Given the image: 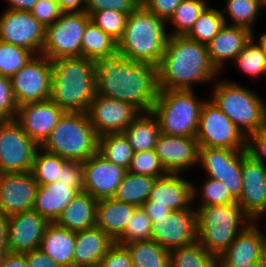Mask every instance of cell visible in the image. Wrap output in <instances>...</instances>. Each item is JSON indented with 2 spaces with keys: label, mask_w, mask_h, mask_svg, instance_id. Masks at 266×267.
<instances>
[{
  "label": "cell",
  "mask_w": 266,
  "mask_h": 267,
  "mask_svg": "<svg viewBox=\"0 0 266 267\" xmlns=\"http://www.w3.org/2000/svg\"><path fill=\"white\" fill-rule=\"evenodd\" d=\"M97 202L88 192H79L55 223L74 232L93 228L96 226Z\"/></svg>",
  "instance_id": "30"
},
{
  "label": "cell",
  "mask_w": 266,
  "mask_h": 267,
  "mask_svg": "<svg viewBox=\"0 0 266 267\" xmlns=\"http://www.w3.org/2000/svg\"><path fill=\"white\" fill-rule=\"evenodd\" d=\"M209 0H182L175 9L174 14L167 21L174 30L168 33L169 36H185L193 27L200 13L205 9ZM171 23V24H170Z\"/></svg>",
  "instance_id": "41"
},
{
  "label": "cell",
  "mask_w": 266,
  "mask_h": 267,
  "mask_svg": "<svg viewBox=\"0 0 266 267\" xmlns=\"http://www.w3.org/2000/svg\"><path fill=\"white\" fill-rule=\"evenodd\" d=\"M0 250L9 252L8 246V216L0 211Z\"/></svg>",
  "instance_id": "57"
},
{
  "label": "cell",
  "mask_w": 266,
  "mask_h": 267,
  "mask_svg": "<svg viewBox=\"0 0 266 267\" xmlns=\"http://www.w3.org/2000/svg\"><path fill=\"white\" fill-rule=\"evenodd\" d=\"M57 182L70 184L73 188L77 189L79 192H82L84 188L82 162L68 160L63 165L61 175Z\"/></svg>",
  "instance_id": "51"
},
{
  "label": "cell",
  "mask_w": 266,
  "mask_h": 267,
  "mask_svg": "<svg viewBox=\"0 0 266 267\" xmlns=\"http://www.w3.org/2000/svg\"><path fill=\"white\" fill-rule=\"evenodd\" d=\"M79 191L70 184L54 182L38 186L33 210L43 216L49 223H55L68 204Z\"/></svg>",
  "instance_id": "27"
},
{
  "label": "cell",
  "mask_w": 266,
  "mask_h": 267,
  "mask_svg": "<svg viewBox=\"0 0 266 267\" xmlns=\"http://www.w3.org/2000/svg\"><path fill=\"white\" fill-rule=\"evenodd\" d=\"M127 17V14L120 11L103 10L93 12L90 20L118 42L124 34Z\"/></svg>",
  "instance_id": "45"
},
{
  "label": "cell",
  "mask_w": 266,
  "mask_h": 267,
  "mask_svg": "<svg viewBox=\"0 0 266 267\" xmlns=\"http://www.w3.org/2000/svg\"><path fill=\"white\" fill-rule=\"evenodd\" d=\"M38 148L15 120H0V174L30 172Z\"/></svg>",
  "instance_id": "11"
},
{
  "label": "cell",
  "mask_w": 266,
  "mask_h": 267,
  "mask_svg": "<svg viewBox=\"0 0 266 267\" xmlns=\"http://www.w3.org/2000/svg\"><path fill=\"white\" fill-rule=\"evenodd\" d=\"M25 257L29 267H63L61 264L54 262L40 248L26 252Z\"/></svg>",
  "instance_id": "54"
},
{
  "label": "cell",
  "mask_w": 266,
  "mask_h": 267,
  "mask_svg": "<svg viewBox=\"0 0 266 267\" xmlns=\"http://www.w3.org/2000/svg\"><path fill=\"white\" fill-rule=\"evenodd\" d=\"M152 222L142 207H137L125 231L115 240L124 245L137 241L151 240Z\"/></svg>",
  "instance_id": "44"
},
{
  "label": "cell",
  "mask_w": 266,
  "mask_h": 267,
  "mask_svg": "<svg viewBox=\"0 0 266 267\" xmlns=\"http://www.w3.org/2000/svg\"><path fill=\"white\" fill-rule=\"evenodd\" d=\"M86 113L98 136L122 133L141 114L129 103L97 94Z\"/></svg>",
  "instance_id": "15"
},
{
  "label": "cell",
  "mask_w": 266,
  "mask_h": 267,
  "mask_svg": "<svg viewBox=\"0 0 266 267\" xmlns=\"http://www.w3.org/2000/svg\"><path fill=\"white\" fill-rule=\"evenodd\" d=\"M212 101L248 138L266 127V103L249 87L237 82L215 80Z\"/></svg>",
  "instance_id": "6"
},
{
  "label": "cell",
  "mask_w": 266,
  "mask_h": 267,
  "mask_svg": "<svg viewBox=\"0 0 266 267\" xmlns=\"http://www.w3.org/2000/svg\"><path fill=\"white\" fill-rule=\"evenodd\" d=\"M181 2L182 0H142L141 5L167 22Z\"/></svg>",
  "instance_id": "52"
},
{
  "label": "cell",
  "mask_w": 266,
  "mask_h": 267,
  "mask_svg": "<svg viewBox=\"0 0 266 267\" xmlns=\"http://www.w3.org/2000/svg\"><path fill=\"white\" fill-rule=\"evenodd\" d=\"M63 12L85 11L86 0H56Z\"/></svg>",
  "instance_id": "58"
},
{
  "label": "cell",
  "mask_w": 266,
  "mask_h": 267,
  "mask_svg": "<svg viewBox=\"0 0 266 267\" xmlns=\"http://www.w3.org/2000/svg\"><path fill=\"white\" fill-rule=\"evenodd\" d=\"M34 54L27 49L0 40V74L11 78Z\"/></svg>",
  "instance_id": "43"
},
{
  "label": "cell",
  "mask_w": 266,
  "mask_h": 267,
  "mask_svg": "<svg viewBox=\"0 0 266 267\" xmlns=\"http://www.w3.org/2000/svg\"><path fill=\"white\" fill-rule=\"evenodd\" d=\"M115 51L117 42L90 20L82 36L81 56L94 62L97 58L111 55Z\"/></svg>",
  "instance_id": "36"
},
{
  "label": "cell",
  "mask_w": 266,
  "mask_h": 267,
  "mask_svg": "<svg viewBox=\"0 0 266 267\" xmlns=\"http://www.w3.org/2000/svg\"><path fill=\"white\" fill-rule=\"evenodd\" d=\"M133 267H170L169 250L154 240L137 241L124 244Z\"/></svg>",
  "instance_id": "33"
},
{
  "label": "cell",
  "mask_w": 266,
  "mask_h": 267,
  "mask_svg": "<svg viewBox=\"0 0 266 267\" xmlns=\"http://www.w3.org/2000/svg\"><path fill=\"white\" fill-rule=\"evenodd\" d=\"M1 267H29L25 253H5L2 262Z\"/></svg>",
  "instance_id": "56"
},
{
  "label": "cell",
  "mask_w": 266,
  "mask_h": 267,
  "mask_svg": "<svg viewBox=\"0 0 266 267\" xmlns=\"http://www.w3.org/2000/svg\"><path fill=\"white\" fill-rule=\"evenodd\" d=\"M127 171L137 175L151 176L156 179L167 174L154 149L134 153Z\"/></svg>",
  "instance_id": "46"
},
{
  "label": "cell",
  "mask_w": 266,
  "mask_h": 267,
  "mask_svg": "<svg viewBox=\"0 0 266 267\" xmlns=\"http://www.w3.org/2000/svg\"><path fill=\"white\" fill-rule=\"evenodd\" d=\"M219 73L211 63L206 45L186 36H168L161 62L157 65L159 89L193 90L195 84L219 80Z\"/></svg>",
  "instance_id": "2"
},
{
  "label": "cell",
  "mask_w": 266,
  "mask_h": 267,
  "mask_svg": "<svg viewBox=\"0 0 266 267\" xmlns=\"http://www.w3.org/2000/svg\"><path fill=\"white\" fill-rule=\"evenodd\" d=\"M255 35L239 52L233 60L241 72L249 77L259 78L266 76V52L262 46L255 40Z\"/></svg>",
  "instance_id": "40"
},
{
  "label": "cell",
  "mask_w": 266,
  "mask_h": 267,
  "mask_svg": "<svg viewBox=\"0 0 266 267\" xmlns=\"http://www.w3.org/2000/svg\"><path fill=\"white\" fill-rule=\"evenodd\" d=\"M154 150L167 173H184L198 165L199 144L196 137L160 133Z\"/></svg>",
  "instance_id": "21"
},
{
  "label": "cell",
  "mask_w": 266,
  "mask_h": 267,
  "mask_svg": "<svg viewBox=\"0 0 266 267\" xmlns=\"http://www.w3.org/2000/svg\"><path fill=\"white\" fill-rule=\"evenodd\" d=\"M98 137L87 113L65 112L40 147L66 160L84 162L98 152Z\"/></svg>",
  "instance_id": "7"
},
{
  "label": "cell",
  "mask_w": 266,
  "mask_h": 267,
  "mask_svg": "<svg viewBox=\"0 0 266 267\" xmlns=\"http://www.w3.org/2000/svg\"><path fill=\"white\" fill-rule=\"evenodd\" d=\"M141 207L146 212L151 222L158 221V219L172 212V210L166 206L154 205V202L148 200Z\"/></svg>",
  "instance_id": "55"
},
{
  "label": "cell",
  "mask_w": 266,
  "mask_h": 267,
  "mask_svg": "<svg viewBox=\"0 0 266 267\" xmlns=\"http://www.w3.org/2000/svg\"><path fill=\"white\" fill-rule=\"evenodd\" d=\"M247 152L266 166V127L259 129L247 138Z\"/></svg>",
  "instance_id": "53"
},
{
  "label": "cell",
  "mask_w": 266,
  "mask_h": 267,
  "mask_svg": "<svg viewBox=\"0 0 266 267\" xmlns=\"http://www.w3.org/2000/svg\"><path fill=\"white\" fill-rule=\"evenodd\" d=\"M156 178L126 172L114 195L116 200L141 207L149 198Z\"/></svg>",
  "instance_id": "32"
},
{
  "label": "cell",
  "mask_w": 266,
  "mask_h": 267,
  "mask_svg": "<svg viewBox=\"0 0 266 267\" xmlns=\"http://www.w3.org/2000/svg\"><path fill=\"white\" fill-rule=\"evenodd\" d=\"M8 6L6 9L31 11L38 0H7Z\"/></svg>",
  "instance_id": "59"
},
{
  "label": "cell",
  "mask_w": 266,
  "mask_h": 267,
  "mask_svg": "<svg viewBox=\"0 0 266 267\" xmlns=\"http://www.w3.org/2000/svg\"><path fill=\"white\" fill-rule=\"evenodd\" d=\"M30 12L44 27L53 24L63 13L56 0H38Z\"/></svg>",
  "instance_id": "49"
},
{
  "label": "cell",
  "mask_w": 266,
  "mask_h": 267,
  "mask_svg": "<svg viewBox=\"0 0 266 267\" xmlns=\"http://www.w3.org/2000/svg\"><path fill=\"white\" fill-rule=\"evenodd\" d=\"M140 5V0H86L85 12L90 16L93 12L113 10L129 15Z\"/></svg>",
  "instance_id": "47"
},
{
  "label": "cell",
  "mask_w": 266,
  "mask_h": 267,
  "mask_svg": "<svg viewBox=\"0 0 266 267\" xmlns=\"http://www.w3.org/2000/svg\"><path fill=\"white\" fill-rule=\"evenodd\" d=\"M197 240L216 257L223 254L236 236L252 222L237 203L195 207Z\"/></svg>",
  "instance_id": "5"
},
{
  "label": "cell",
  "mask_w": 266,
  "mask_h": 267,
  "mask_svg": "<svg viewBox=\"0 0 266 267\" xmlns=\"http://www.w3.org/2000/svg\"><path fill=\"white\" fill-rule=\"evenodd\" d=\"M97 267H133L132 260L124 245L114 243Z\"/></svg>",
  "instance_id": "50"
},
{
  "label": "cell",
  "mask_w": 266,
  "mask_h": 267,
  "mask_svg": "<svg viewBox=\"0 0 266 267\" xmlns=\"http://www.w3.org/2000/svg\"><path fill=\"white\" fill-rule=\"evenodd\" d=\"M67 161L63 157L49 153L39 147L35 153L30 172L37 181L38 186L51 184L58 180L62 167Z\"/></svg>",
  "instance_id": "39"
},
{
  "label": "cell",
  "mask_w": 266,
  "mask_h": 267,
  "mask_svg": "<svg viewBox=\"0 0 266 267\" xmlns=\"http://www.w3.org/2000/svg\"><path fill=\"white\" fill-rule=\"evenodd\" d=\"M266 232L261 230L257 221L248 224L221 254L219 265H236L249 262H259Z\"/></svg>",
  "instance_id": "25"
},
{
  "label": "cell",
  "mask_w": 266,
  "mask_h": 267,
  "mask_svg": "<svg viewBox=\"0 0 266 267\" xmlns=\"http://www.w3.org/2000/svg\"><path fill=\"white\" fill-rule=\"evenodd\" d=\"M132 146L134 153L150 151L155 148L160 135L157 117L151 112H142L122 132Z\"/></svg>",
  "instance_id": "31"
},
{
  "label": "cell",
  "mask_w": 266,
  "mask_h": 267,
  "mask_svg": "<svg viewBox=\"0 0 266 267\" xmlns=\"http://www.w3.org/2000/svg\"><path fill=\"white\" fill-rule=\"evenodd\" d=\"M193 90L159 89L152 113L157 117L160 133L169 136L196 137L200 111L205 100Z\"/></svg>",
  "instance_id": "8"
},
{
  "label": "cell",
  "mask_w": 266,
  "mask_h": 267,
  "mask_svg": "<svg viewBox=\"0 0 266 267\" xmlns=\"http://www.w3.org/2000/svg\"><path fill=\"white\" fill-rule=\"evenodd\" d=\"M242 184L237 204L252 221L266 217V166L249 155L247 150H243Z\"/></svg>",
  "instance_id": "17"
},
{
  "label": "cell",
  "mask_w": 266,
  "mask_h": 267,
  "mask_svg": "<svg viewBox=\"0 0 266 267\" xmlns=\"http://www.w3.org/2000/svg\"><path fill=\"white\" fill-rule=\"evenodd\" d=\"M98 153L106 160L128 170L134 150L123 133H108L98 137Z\"/></svg>",
  "instance_id": "34"
},
{
  "label": "cell",
  "mask_w": 266,
  "mask_h": 267,
  "mask_svg": "<svg viewBox=\"0 0 266 267\" xmlns=\"http://www.w3.org/2000/svg\"><path fill=\"white\" fill-rule=\"evenodd\" d=\"M65 113L51 99L18 106L15 121L40 147Z\"/></svg>",
  "instance_id": "18"
},
{
  "label": "cell",
  "mask_w": 266,
  "mask_h": 267,
  "mask_svg": "<svg viewBox=\"0 0 266 267\" xmlns=\"http://www.w3.org/2000/svg\"><path fill=\"white\" fill-rule=\"evenodd\" d=\"M260 267H266V233L264 235V243L261 250V256L259 259Z\"/></svg>",
  "instance_id": "60"
},
{
  "label": "cell",
  "mask_w": 266,
  "mask_h": 267,
  "mask_svg": "<svg viewBox=\"0 0 266 267\" xmlns=\"http://www.w3.org/2000/svg\"><path fill=\"white\" fill-rule=\"evenodd\" d=\"M151 240L169 251L197 241L196 209L172 211L152 222Z\"/></svg>",
  "instance_id": "16"
},
{
  "label": "cell",
  "mask_w": 266,
  "mask_h": 267,
  "mask_svg": "<svg viewBox=\"0 0 266 267\" xmlns=\"http://www.w3.org/2000/svg\"><path fill=\"white\" fill-rule=\"evenodd\" d=\"M76 232L49 223L44 231L40 249L63 267H74Z\"/></svg>",
  "instance_id": "29"
},
{
  "label": "cell",
  "mask_w": 266,
  "mask_h": 267,
  "mask_svg": "<svg viewBox=\"0 0 266 267\" xmlns=\"http://www.w3.org/2000/svg\"><path fill=\"white\" fill-rule=\"evenodd\" d=\"M167 22L140 5L126 20L117 50L123 57L158 65L161 62L168 39Z\"/></svg>",
  "instance_id": "4"
},
{
  "label": "cell",
  "mask_w": 266,
  "mask_h": 267,
  "mask_svg": "<svg viewBox=\"0 0 266 267\" xmlns=\"http://www.w3.org/2000/svg\"><path fill=\"white\" fill-rule=\"evenodd\" d=\"M263 48V50L266 52V32L260 34L259 39L256 40Z\"/></svg>",
  "instance_id": "62"
},
{
  "label": "cell",
  "mask_w": 266,
  "mask_h": 267,
  "mask_svg": "<svg viewBox=\"0 0 266 267\" xmlns=\"http://www.w3.org/2000/svg\"><path fill=\"white\" fill-rule=\"evenodd\" d=\"M38 183L31 174H0V211L6 216L33 210Z\"/></svg>",
  "instance_id": "20"
},
{
  "label": "cell",
  "mask_w": 266,
  "mask_h": 267,
  "mask_svg": "<svg viewBox=\"0 0 266 267\" xmlns=\"http://www.w3.org/2000/svg\"><path fill=\"white\" fill-rule=\"evenodd\" d=\"M226 2V6L221 11L224 22L228 24L230 18L229 25L245 28L255 34L253 26L258 13L264 9L262 0H227ZM225 13L228 19L225 17Z\"/></svg>",
  "instance_id": "37"
},
{
  "label": "cell",
  "mask_w": 266,
  "mask_h": 267,
  "mask_svg": "<svg viewBox=\"0 0 266 267\" xmlns=\"http://www.w3.org/2000/svg\"><path fill=\"white\" fill-rule=\"evenodd\" d=\"M196 140L199 147L247 150V138L211 99L202 105Z\"/></svg>",
  "instance_id": "10"
},
{
  "label": "cell",
  "mask_w": 266,
  "mask_h": 267,
  "mask_svg": "<svg viewBox=\"0 0 266 267\" xmlns=\"http://www.w3.org/2000/svg\"><path fill=\"white\" fill-rule=\"evenodd\" d=\"M264 8L266 7V0H262Z\"/></svg>",
  "instance_id": "64"
},
{
  "label": "cell",
  "mask_w": 266,
  "mask_h": 267,
  "mask_svg": "<svg viewBox=\"0 0 266 267\" xmlns=\"http://www.w3.org/2000/svg\"><path fill=\"white\" fill-rule=\"evenodd\" d=\"M52 62L44 55H34L11 78L12 92L18 106L50 99Z\"/></svg>",
  "instance_id": "12"
},
{
  "label": "cell",
  "mask_w": 266,
  "mask_h": 267,
  "mask_svg": "<svg viewBox=\"0 0 266 267\" xmlns=\"http://www.w3.org/2000/svg\"><path fill=\"white\" fill-rule=\"evenodd\" d=\"M180 175L179 173H167L157 178L148 201L154 202V205L166 206L172 211L193 208L195 206L192 203L193 182L182 177L181 173Z\"/></svg>",
  "instance_id": "23"
},
{
  "label": "cell",
  "mask_w": 266,
  "mask_h": 267,
  "mask_svg": "<svg viewBox=\"0 0 266 267\" xmlns=\"http://www.w3.org/2000/svg\"><path fill=\"white\" fill-rule=\"evenodd\" d=\"M170 267H219V258L209 254L197 240L169 251Z\"/></svg>",
  "instance_id": "35"
},
{
  "label": "cell",
  "mask_w": 266,
  "mask_h": 267,
  "mask_svg": "<svg viewBox=\"0 0 266 267\" xmlns=\"http://www.w3.org/2000/svg\"><path fill=\"white\" fill-rule=\"evenodd\" d=\"M90 16L85 12H63L45 27L41 55L54 61L60 58L81 57L82 36Z\"/></svg>",
  "instance_id": "9"
},
{
  "label": "cell",
  "mask_w": 266,
  "mask_h": 267,
  "mask_svg": "<svg viewBox=\"0 0 266 267\" xmlns=\"http://www.w3.org/2000/svg\"><path fill=\"white\" fill-rule=\"evenodd\" d=\"M4 252L0 250V267H1V262H2V258L4 256Z\"/></svg>",
  "instance_id": "63"
},
{
  "label": "cell",
  "mask_w": 266,
  "mask_h": 267,
  "mask_svg": "<svg viewBox=\"0 0 266 267\" xmlns=\"http://www.w3.org/2000/svg\"><path fill=\"white\" fill-rule=\"evenodd\" d=\"M205 178L206 179L203 181L204 184L200 186V189H197L196 185L192 184V203L196 201L197 196H201V201L199 202L202 203H199L200 205L198 206V208L203 206H215L237 203V201L232 197V195L229 193L228 189L224 186V184L209 177Z\"/></svg>",
  "instance_id": "42"
},
{
  "label": "cell",
  "mask_w": 266,
  "mask_h": 267,
  "mask_svg": "<svg viewBox=\"0 0 266 267\" xmlns=\"http://www.w3.org/2000/svg\"><path fill=\"white\" fill-rule=\"evenodd\" d=\"M198 163L206 177L220 181L238 201L242 193L243 150L199 147Z\"/></svg>",
  "instance_id": "13"
},
{
  "label": "cell",
  "mask_w": 266,
  "mask_h": 267,
  "mask_svg": "<svg viewBox=\"0 0 266 267\" xmlns=\"http://www.w3.org/2000/svg\"><path fill=\"white\" fill-rule=\"evenodd\" d=\"M136 208L114 197L100 199L97 202L96 226L115 241L125 231Z\"/></svg>",
  "instance_id": "28"
},
{
  "label": "cell",
  "mask_w": 266,
  "mask_h": 267,
  "mask_svg": "<svg viewBox=\"0 0 266 267\" xmlns=\"http://www.w3.org/2000/svg\"><path fill=\"white\" fill-rule=\"evenodd\" d=\"M49 222L34 210L8 216V246L10 253L39 249Z\"/></svg>",
  "instance_id": "22"
},
{
  "label": "cell",
  "mask_w": 266,
  "mask_h": 267,
  "mask_svg": "<svg viewBox=\"0 0 266 267\" xmlns=\"http://www.w3.org/2000/svg\"><path fill=\"white\" fill-rule=\"evenodd\" d=\"M97 95L123 101L141 113L151 112L159 87L157 66L129 60L117 50L94 61Z\"/></svg>",
  "instance_id": "1"
},
{
  "label": "cell",
  "mask_w": 266,
  "mask_h": 267,
  "mask_svg": "<svg viewBox=\"0 0 266 267\" xmlns=\"http://www.w3.org/2000/svg\"><path fill=\"white\" fill-rule=\"evenodd\" d=\"M219 267H260L259 262H249L244 264H236V265H219Z\"/></svg>",
  "instance_id": "61"
},
{
  "label": "cell",
  "mask_w": 266,
  "mask_h": 267,
  "mask_svg": "<svg viewBox=\"0 0 266 267\" xmlns=\"http://www.w3.org/2000/svg\"><path fill=\"white\" fill-rule=\"evenodd\" d=\"M0 40L40 55L45 27L30 11L5 9L0 16Z\"/></svg>",
  "instance_id": "14"
},
{
  "label": "cell",
  "mask_w": 266,
  "mask_h": 267,
  "mask_svg": "<svg viewBox=\"0 0 266 267\" xmlns=\"http://www.w3.org/2000/svg\"><path fill=\"white\" fill-rule=\"evenodd\" d=\"M17 109L11 80L0 74V120H15Z\"/></svg>",
  "instance_id": "48"
},
{
  "label": "cell",
  "mask_w": 266,
  "mask_h": 267,
  "mask_svg": "<svg viewBox=\"0 0 266 267\" xmlns=\"http://www.w3.org/2000/svg\"><path fill=\"white\" fill-rule=\"evenodd\" d=\"M224 24L221 11L207 5L185 36L207 46Z\"/></svg>",
  "instance_id": "38"
},
{
  "label": "cell",
  "mask_w": 266,
  "mask_h": 267,
  "mask_svg": "<svg viewBox=\"0 0 266 267\" xmlns=\"http://www.w3.org/2000/svg\"><path fill=\"white\" fill-rule=\"evenodd\" d=\"M249 30L224 24L217 35L207 45L211 63L220 72L228 60H234L253 37Z\"/></svg>",
  "instance_id": "24"
},
{
  "label": "cell",
  "mask_w": 266,
  "mask_h": 267,
  "mask_svg": "<svg viewBox=\"0 0 266 267\" xmlns=\"http://www.w3.org/2000/svg\"><path fill=\"white\" fill-rule=\"evenodd\" d=\"M115 241L95 226L76 232L74 267H97Z\"/></svg>",
  "instance_id": "26"
},
{
  "label": "cell",
  "mask_w": 266,
  "mask_h": 267,
  "mask_svg": "<svg viewBox=\"0 0 266 267\" xmlns=\"http://www.w3.org/2000/svg\"><path fill=\"white\" fill-rule=\"evenodd\" d=\"M51 62L50 99L65 112L86 113L97 94L94 62L82 56Z\"/></svg>",
  "instance_id": "3"
},
{
  "label": "cell",
  "mask_w": 266,
  "mask_h": 267,
  "mask_svg": "<svg viewBox=\"0 0 266 267\" xmlns=\"http://www.w3.org/2000/svg\"><path fill=\"white\" fill-rule=\"evenodd\" d=\"M83 164V191L96 200L114 197L127 170L106 160L98 152Z\"/></svg>",
  "instance_id": "19"
}]
</instances>
